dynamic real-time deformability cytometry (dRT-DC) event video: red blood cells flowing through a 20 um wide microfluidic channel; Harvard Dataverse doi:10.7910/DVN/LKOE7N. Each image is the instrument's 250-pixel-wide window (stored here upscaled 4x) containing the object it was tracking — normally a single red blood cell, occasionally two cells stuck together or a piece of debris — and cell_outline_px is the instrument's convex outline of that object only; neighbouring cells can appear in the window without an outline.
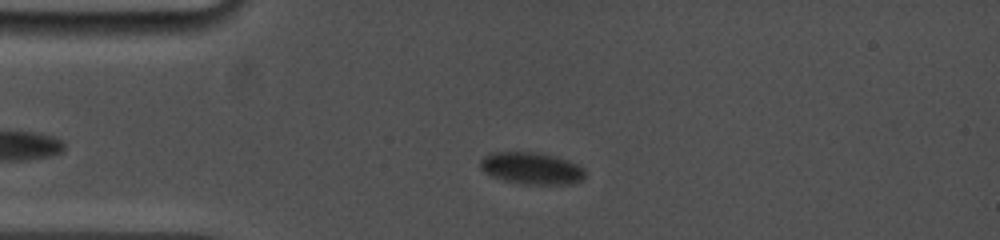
{"species": "common noctule bat (a hibernating species)", "species_latin": "Nyctalus noctula", "temperature_condition": "cold", "stored_images_in_passage": 15, "camera_frame_rate_fps": 5000, "um_per_image_px": 0.085, "animal": {"sex": "female", "body_mass_g": 19.0, "forearm_length_mm": 53.3}, "frame": {"image": 1, "passage_image": 6, "time_ms": 2.0, "image_size_px": [1000, 240], "cell_outline_px": [[584, 180], [572, 184], [516, 184], [492, 176], [484, 172], [480, 168], [480, 160], [484, 156], [492, 152], [536, 152], [556, 156], [568, 160], [584, 168]], "centroid_in_image_um": [45.18, 14.31], "position_along_channel_um": 39.8, "area_um2": 19.71}}
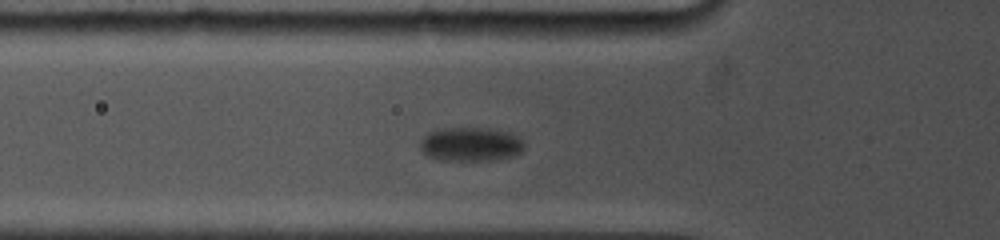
{"frame": {"image": 2, "passage_image": 14, "time_ms": 4.2, "image_size_px": [1000, 240], "cell_outline_px": [[524, 148], [520, 152], [512, 156], [492, 160], [440, 160], [428, 156], [420, 148], [420, 140], [428, 132], [440, 128], [492, 128], [512, 132], [520, 136], [524, 140]], "centroid_in_image_um": [40.04, 12.24], "position_along_channel_um": 85.8, "area_um2": 20.92}}